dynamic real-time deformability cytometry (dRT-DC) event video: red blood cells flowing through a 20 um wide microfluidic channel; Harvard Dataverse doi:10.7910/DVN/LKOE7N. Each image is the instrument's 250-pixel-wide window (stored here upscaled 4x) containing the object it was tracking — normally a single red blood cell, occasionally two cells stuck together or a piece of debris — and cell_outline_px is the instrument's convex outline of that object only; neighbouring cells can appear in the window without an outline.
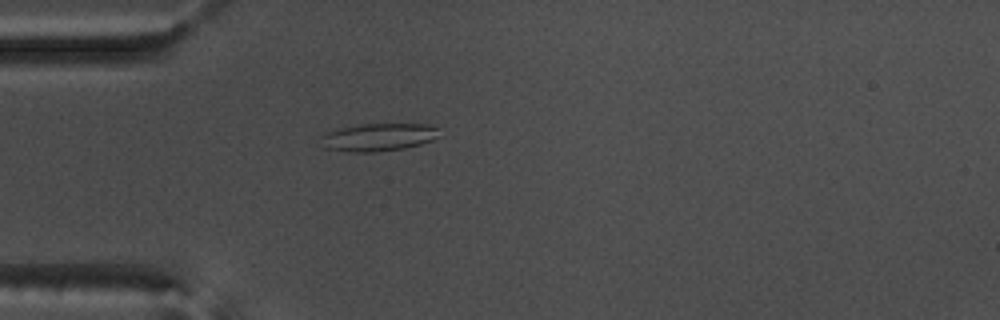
{"species": "common noctule bat (a hibernating species)", "species_latin": "Nyctalus noctula", "temperature_condition": "warm", "stored_images_in_passage": 52, "camera_frame_rate_fps": 3000, "um_per_image_px": 0.085, "animal": {"sex": "male", "body_mass_g": 17.5, "forearm_length_mm": 52.3}, "frame": {"image": 1, "passage_image": 16, "time_ms": 5.0, "image_size_px": [1000, 320], "cell_outline_px": [[436, 136], [432, 140], [420, 144], [404, 148], [376, 152], [352, 152], [324, 148], [320, 136], [328, 132], [340, 128], [360, 124], [428, 124], [436, 128]], "centroid_in_image_um": [32.11, 11.66], "position_along_channel_um": 52.9, "area_um2": 18.9}, "authors_computed_cell_mechanics": {"area_um2": 21.8484, "velocity_mm_per_s": 3.7107, "shape_relaxation_time_tau1_ms": 9.1268, "shape_relaxation_time_tau2_ms": 1.3762, "deformation_change_tau1": 0.2661, "deformation_change_tau2": 0.0526}}